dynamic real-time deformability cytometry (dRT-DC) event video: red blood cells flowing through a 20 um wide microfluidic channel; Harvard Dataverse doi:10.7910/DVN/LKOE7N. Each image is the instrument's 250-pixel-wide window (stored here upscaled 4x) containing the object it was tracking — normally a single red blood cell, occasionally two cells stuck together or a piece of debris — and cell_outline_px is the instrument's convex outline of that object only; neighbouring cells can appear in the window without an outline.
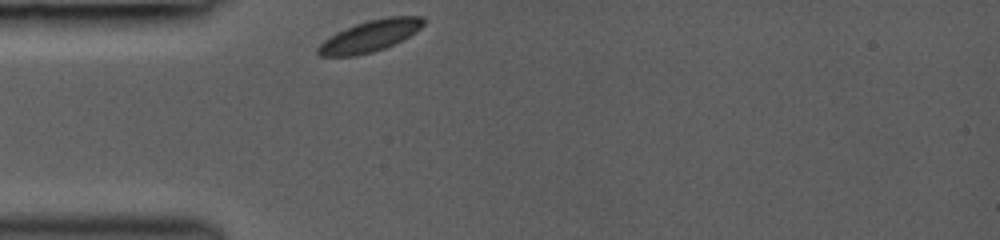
{"species": "common noctule bat (a hibernating species)", "species_latin": "Nyctalus noctula", "temperature_condition": "room temperature", "stored_images_in_passage": 28, "camera_frame_rate_fps": 3000, "um_per_image_px": 0.085, "animal": {"sex": "female", "body_mass_g": 19.0, "forearm_length_mm": 53.3}, "frame": {"image": 1, "passage_image": 1, "time_ms": 0.0, "image_size_px": [1000, 240], "cell_outline_px": [[424, 24], [420, 28], [408, 36], [384, 48], [372, 52], [356, 56], [320, 56], [316, 52], [316, 48], [324, 40], [336, 32], [356, 24], [368, 20], [388, 16], [424, 16]], "centroid_in_image_um": [31.42, 3.06], "position_along_channel_um": 53.6, "area_um2": 19.13}}
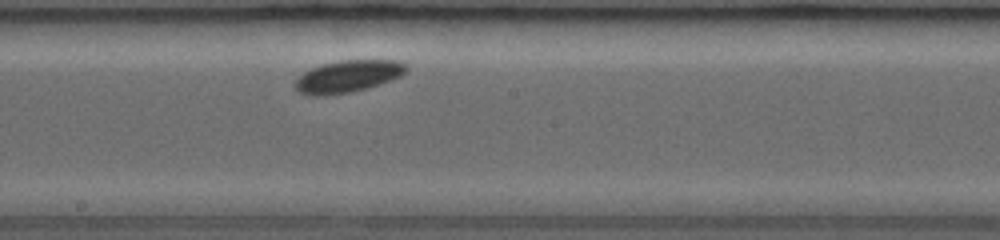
{"frame": {"image": 2, "passage_image": 14, "time_ms": 4.333, "image_size_px": [1000, 240], "cell_outline_px": [[408, 72], [400, 76], [368, 88], [348, 92], [320, 96], [312, 96], [300, 92], [296, 88], [296, 80], [304, 72], [320, 64], [344, 60], [396, 60], [404, 64], [408, 68]], "centroid_in_image_um": [29.59, 6.48], "position_along_channel_um": 218.6, "area_um2": 20.52}}
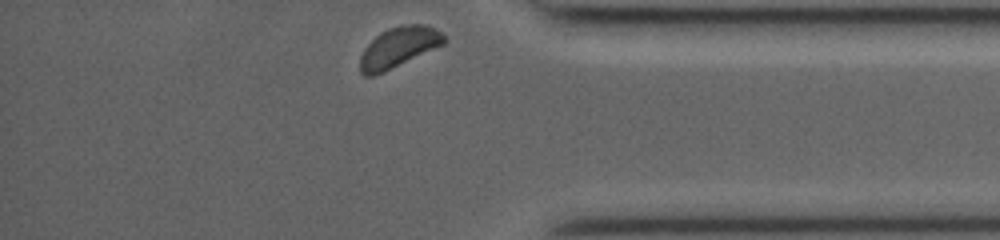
{"frame": {"image": 3, "passage_image": 28, "time_ms": 9.0, "image_size_px": [1000, 240], "cell_outline_px": [[448, 40], [444, 44], [384, 72], [372, 76], [364, 76], [360, 72], [360, 56], [364, 48], [380, 32], [388, 28], [400, 24], [424, 24], [436, 28], [444, 32]], "centroid_in_image_um": [33.91, 3.99], "position_along_channel_um": 401.3, "area_um2": 20.0}, "authors_computed_cell_mechanics": {"area_um2": 20.0566, "velocity_mm_per_s": 4.0017, "shape_relaxation_time_tau1_ms": 0.364, "shape_relaxation_time_tau2_ms": null, "deformation_change_tau1": 0.0301, "deformation_change_tau2": null}}